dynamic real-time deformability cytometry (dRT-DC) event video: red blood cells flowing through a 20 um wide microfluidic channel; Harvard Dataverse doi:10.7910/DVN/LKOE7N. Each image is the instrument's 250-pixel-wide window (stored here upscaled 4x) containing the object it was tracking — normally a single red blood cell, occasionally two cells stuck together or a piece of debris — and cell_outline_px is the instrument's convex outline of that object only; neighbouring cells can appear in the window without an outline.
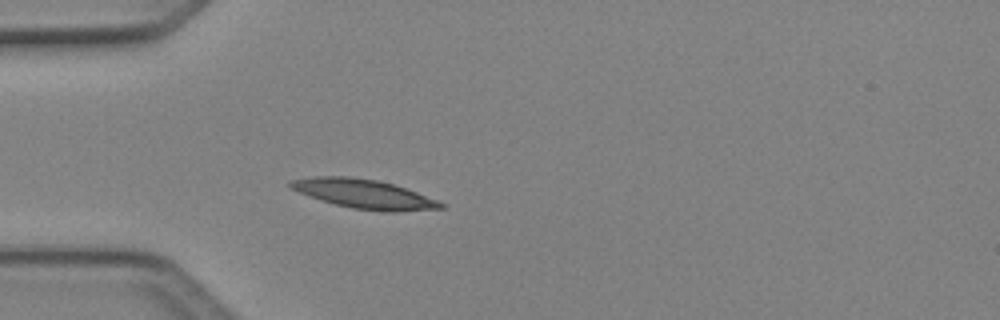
{"species": "Egyptian fruit bat (a non-hibernating species)", "species_latin": "Rousettus aegyptiacus", "temperature_condition": "cold", "stored_images_in_passage": 4, "camera_frame_rate_fps": 3000, "um_per_image_px": 0.085, "animal": {"sex": "female"}, "frame": {"image": 1, "passage_image": 4, "time_ms": 1.0, "image_size_px": [1000, 320], "cell_outline_px": [[448, 204], [444, 208], [396, 212], [388, 212], [352, 208], [336, 204], [300, 192], [292, 188], [288, 184], [288, 180], [312, 176], [348, 176], [376, 180], [392, 184], [440, 200]], "centroid_in_image_um": [31.0, 16.48], "position_along_channel_um": 54.0, "area_um2": 25.37}}